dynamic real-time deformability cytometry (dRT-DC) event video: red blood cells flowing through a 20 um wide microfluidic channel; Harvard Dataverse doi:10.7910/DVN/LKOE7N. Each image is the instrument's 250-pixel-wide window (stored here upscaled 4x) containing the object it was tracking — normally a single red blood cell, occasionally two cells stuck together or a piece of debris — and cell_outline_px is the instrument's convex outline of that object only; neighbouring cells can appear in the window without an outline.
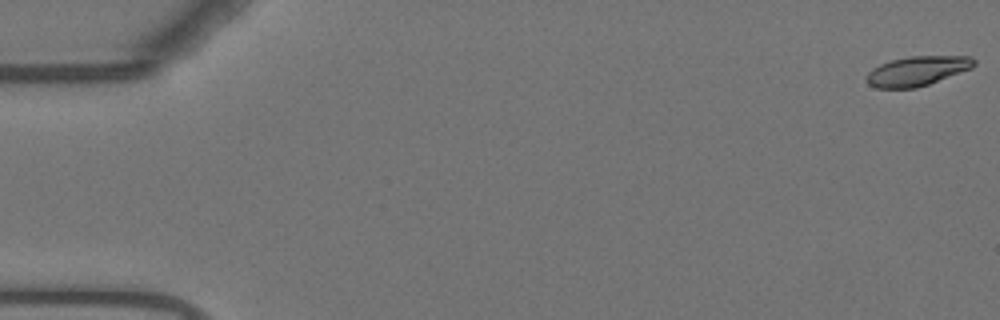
{"species": "Egyptian fruit bat (a non-hibernating species)", "species_latin": "Rousettus aegyptiacus", "temperature_condition": "warm", "stored_images_in_passage": 55, "camera_frame_rate_fps": 3000, "um_per_image_px": 0.085, "animal": {"sex": "female"}, "frame": {"image": 1, "passage_image": 1, "time_ms": 0.0, "image_size_px": [1000, 320], "cell_outline_px": [[976, 64], [972, 68], [928, 84], [916, 88], [876, 88], [868, 84], [864, 76], [872, 68], [880, 64], [892, 60], [912, 56], [972, 56], [976, 60]], "centroid_in_image_um": [77.95, 6.03], "position_along_channel_um": 7.1, "area_um2": 18.55}}
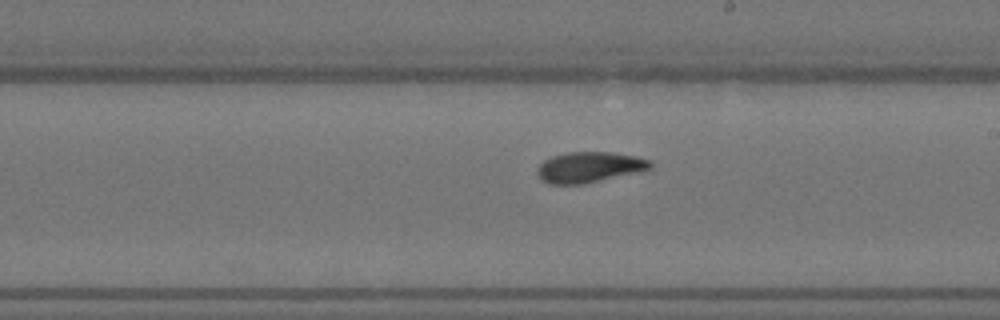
{"frame": {"image": 2, "passage_image": 32, "time_ms": 10.333, "image_size_px": [1000, 320], "cell_outline_px": [[652, 168], [584, 184], [548, 184], [536, 172], [540, 164], [544, 160], [552, 156], [568, 152], [608, 152], [632, 156], [648, 160], [652, 164]], "centroid_in_image_um": [50.04, 14.21], "position_along_channel_um": 239.0, "area_um2": 19.71}}
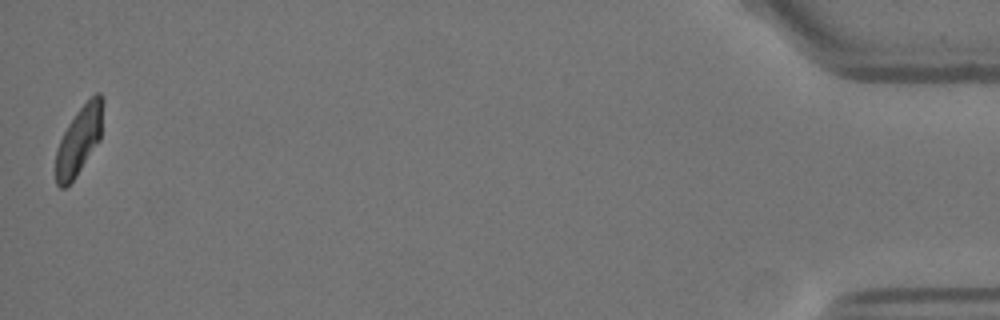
{"frame": {"image": 3, "passage_image": 55, "time_ms": 18.0, "image_size_px": [1000, 320], "cell_outline_px": [[104, 104], [100, 140], [76, 176], [64, 188], [60, 188], [56, 184], [56, 148], [68, 124], [76, 112], [96, 92], [100, 92], [104, 96]], "centroid_in_image_um": [6.74, 11.89], "position_along_channel_um": 428.5, "area_um2": 18.79}, "authors_computed_cell_mechanics": {"area_um2": 19.652, "velocity_mm_per_s": 3.6923, "shape_relaxation_time_tau1_ms": 4.3637, "shape_relaxation_time_tau2_ms": 2.5248, "deformation_change_tau1": 0.1751, "deformation_change_tau2": 0.085}}